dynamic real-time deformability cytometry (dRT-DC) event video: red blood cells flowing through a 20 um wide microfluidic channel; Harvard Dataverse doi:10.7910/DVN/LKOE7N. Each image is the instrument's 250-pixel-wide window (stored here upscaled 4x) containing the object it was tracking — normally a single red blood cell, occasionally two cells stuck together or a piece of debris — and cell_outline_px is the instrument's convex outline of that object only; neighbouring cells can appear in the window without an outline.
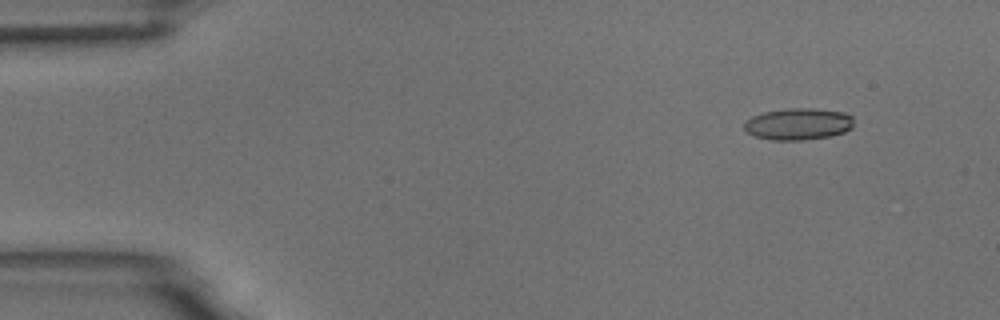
{"species": "common noctule bat (a hibernating species)", "species_latin": "Nyctalus noctula", "temperature_condition": "room temperature", "stored_images_in_passage": 4, "camera_frame_rate_fps": 3000, "um_per_image_px": 0.085, "animal": {"sex": "male", "body_mass_g": 18.8}, "frame": {"image": 1, "passage_image": 2, "time_ms": 1.0, "image_size_px": [1000, 320], "cell_outline_px": [[852, 128], [844, 132], [828, 136], [804, 140], [772, 140], [756, 136], [748, 132], [744, 128], [744, 124], [752, 116], [764, 112], [788, 108], [812, 108], [844, 112], [852, 116]], "centroid_in_image_um": [67.86, 10.53], "position_along_channel_um": 17.1, "area_um2": 20.11}}
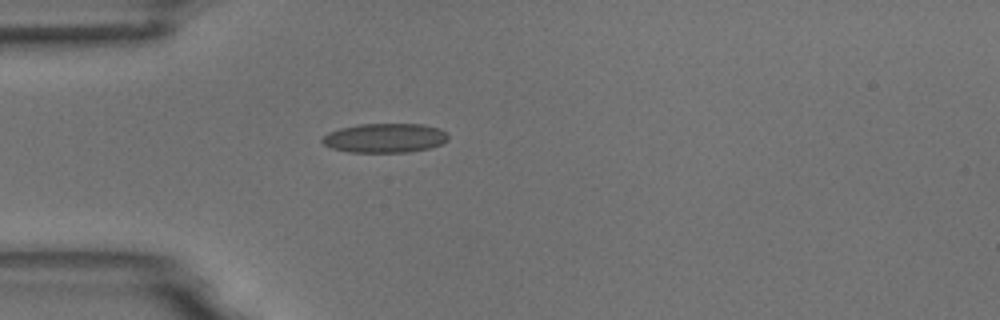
{"frame": {"image": 2, "passage_image": 4, "time_ms": 4.333, "image_size_px": [1000, 320], "cell_outline_px": [[448, 140], [440, 144], [428, 148], [408, 152], [348, 152], [332, 148], [324, 144], [320, 140], [328, 132], [340, 128], [360, 124], [420, 124], [440, 128], [448, 136]], "centroid_in_image_um": [32.69, 11.73], "position_along_channel_um": 52.3, "area_um2": 21.39}}